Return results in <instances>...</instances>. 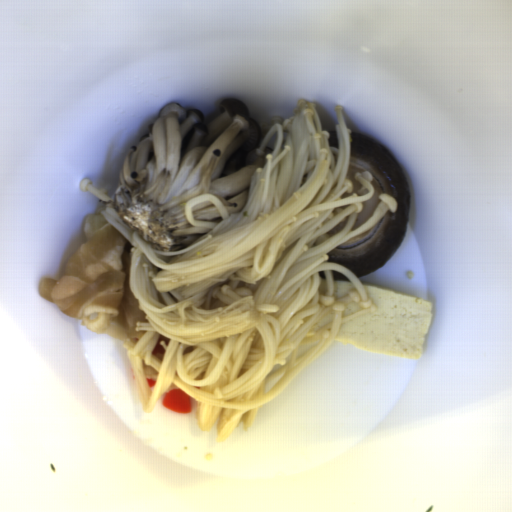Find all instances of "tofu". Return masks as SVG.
Wrapping results in <instances>:
<instances>
[{
    "label": "tofu",
    "instance_id": "1",
    "mask_svg": "<svg viewBox=\"0 0 512 512\" xmlns=\"http://www.w3.org/2000/svg\"><path fill=\"white\" fill-rule=\"evenodd\" d=\"M376 310L341 323L335 341L403 360H419L434 307L431 301L361 283Z\"/></svg>",
    "mask_w": 512,
    "mask_h": 512
},
{
    "label": "tofu",
    "instance_id": "2",
    "mask_svg": "<svg viewBox=\"0 0 512 512\" xmlns=\"http://www.w3.org/2000/svg\"><path fill=\"white\" fill-rule=\"evenodd\" d=\"M353 283L342 280H333V297L341 299L347 297L348 293L354 291Z\"/></svg>",
    "mask_w": 512,
    "mask_h": 512
},
{
    "label": "tofu",
    "instance_id": "3",
    "mask_svg": "<svg viewBox=\"0 0 512 512\" xmlns=\"http://www.w3.org/2000/svg\"><path fill=\"white\" fill-rule=\"evenodd\" d=\"M364 307H362L360 304L356 303V302H350L349 304L346 305V307L344 308L343 312H342V316H349V315H353L357 312H360L363 310Z\"/></svg>",
    "mask_w": 512,
    "mask_h": 512
},
{
    "label": "tofu",
    "instance_id": "4",
    "mask_svg": "<svg viewBox=\"0 0 512 512\" xmlns=\"http://www.w3.org/2000/svg\"><path fill=\"white\" fill-rule=\"evenodd\" d=\"M335 315H336L335 312H332V313H328L325 316H323L322 318H320L319 321L316 324L315 332L317 330H319L320 328H322L323 326H325L331 320H333Z\"/></svg>",
    "mask_w": 512,
    "mask_h": 512
},
{
    "label": "tofu",
    "instance_id": "5",
    "mask_svg": "<svg viewBox=\"0 0 512 512\" xmlns=\"http://www.w3.org/2000/svg\"><path fill=\"white\" fill-rule=\"evenodd\" d=\"M327 289V280L326 278H321L320 285L318 287V291L320 292L321 296H324Z\"/></svg>",
    "mask_w": 512,
    "mask_h": 512
}]
</instances>
